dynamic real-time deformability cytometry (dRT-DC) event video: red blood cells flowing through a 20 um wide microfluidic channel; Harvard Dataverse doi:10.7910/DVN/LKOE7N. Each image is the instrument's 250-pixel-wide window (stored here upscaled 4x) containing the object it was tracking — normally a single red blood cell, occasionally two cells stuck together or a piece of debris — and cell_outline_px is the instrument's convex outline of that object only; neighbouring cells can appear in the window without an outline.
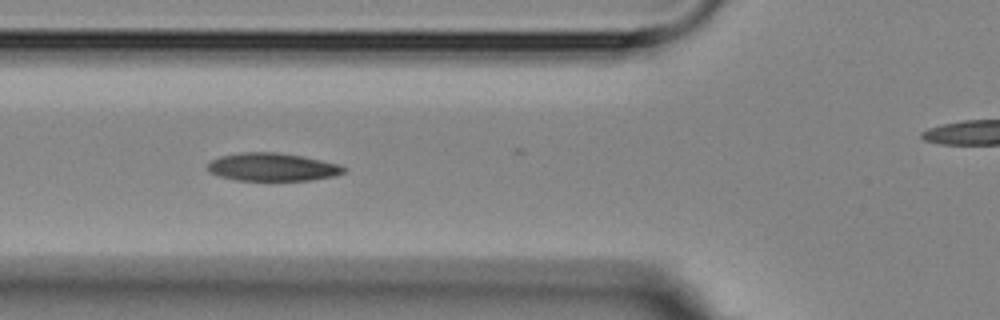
{"species": "Egyptian fruit bat (a non-hibernating species)", "species_latin": "Rousettus aegyptiacus", "temperature_condition": "room temperature", "stored_images_in_passage": 14, "camera_frame_rate_fps": 3000, "um_per_image_px": 0.085, "animal": {"sex": "female"}, "frame": {"image": 1, "passage_image": 3, "time_ms": 2.0, "image_size_px": [1000, 320], "cell_outline_px": [[348, 168], [344, 172], [336, 176], [312, 180], [236, 180], [220, 176], [208, 172], [208, 164], [212, 160], [220, 156], [240, 152], [276, 152], [300, 156], [340, 164]], "centroid_in_image_um": [23.17, 14.2], "position_along_channel_um": 102.6, "area_um2": 22.2}}
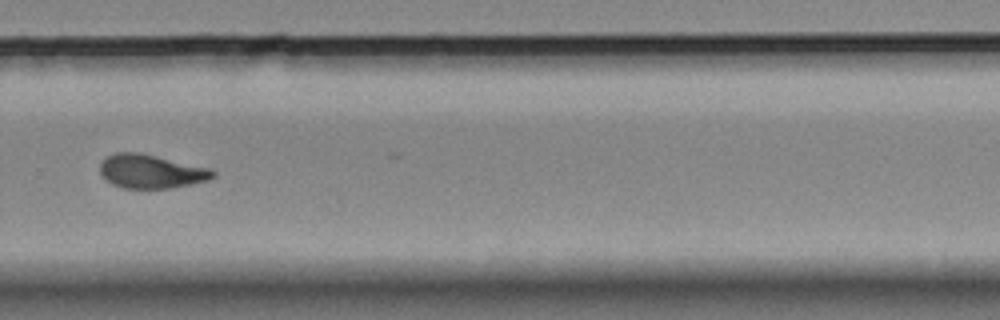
{"frame": {"image": 2, "passage_image": 8, "time_ms": 8.0, "image_size_px": [1000, 320], "cell_outline_px": [[216, 176], [208, 180], [172, 188], [124, 188], [112, 184], [104, 180], [100, 172], [100, 164], [108, 156], [116, 152], [140, 152], [212, 168], [216, 172]], "centroid_in_image_um": [12.86, 14.56], "position_along_channel_um": 316.9, "area_um2": 22.43}}
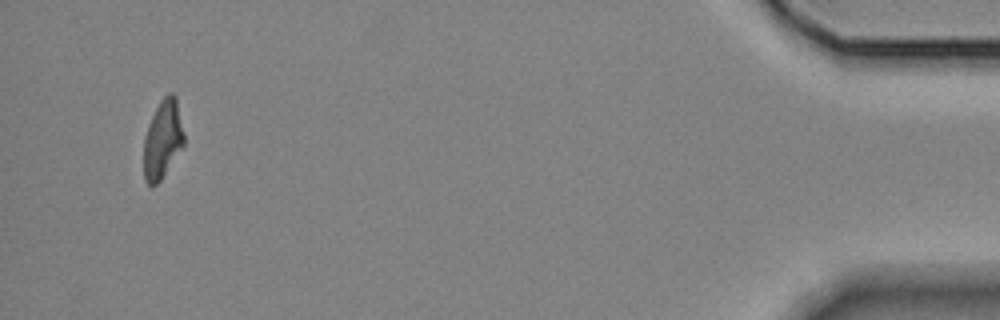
{"frame": {"image": 3, "passage_image": 14, "time_ms": 15.333, "image_size_px": [1000, 320], "cell_outline_px": [[184, 144], [160, 180], [152, 188], [144, 180], [144, 136], [148, 124], [160, 100], [168, 92], [172, 92], [176, 96], [184, 132]], "centroid_in_image_um": [13.82, 11.82], "position_along_channel_um": 421.4, "area_um2": 18.38}, "authors_computed_cell_mechanics": {"area_um2": 22.3686, "velocity_mm_per_s": 3.5805, "shape_relaxation_time_tau1_ms": 5.3567, "shape_relaxation_time_tau2_ms": 1.8173, "deformation_change_tau1": 0.1491, "deformation_change_tau2": 0.0372}}